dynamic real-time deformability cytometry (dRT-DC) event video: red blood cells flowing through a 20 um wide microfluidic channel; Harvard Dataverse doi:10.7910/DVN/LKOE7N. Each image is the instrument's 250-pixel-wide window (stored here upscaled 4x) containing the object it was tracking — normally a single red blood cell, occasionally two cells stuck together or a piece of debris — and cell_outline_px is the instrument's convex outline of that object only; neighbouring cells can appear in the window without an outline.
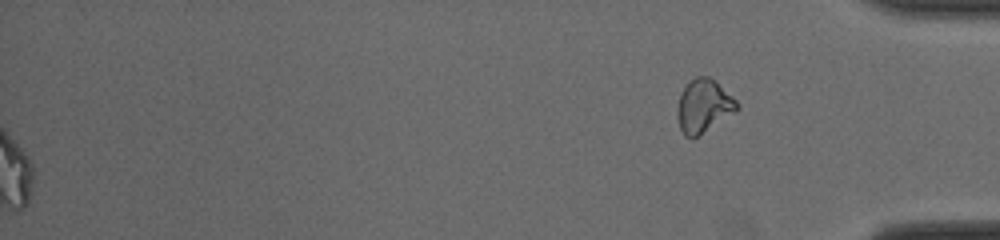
{"species": "common noctule bat (a hibernating species)", "species_latin": "Nyctalus noctula", "temperature_condition": "cold", "stored_images_in_passage": 47, "segment_of_instrument_passage": [2, 2], "camera_frame_rate_fps": 3000, "um_per_image_px": 0.085, "animal": {"sex": "male", "body_mass_g": 19.0, "forearm_length_mm": 50.8}, "frame": {"image": 1, "passage_image": 47, "time_ms": 15.333, "image_size_px": [1000, 240], "cell_outline_px": [[740, 108], [736, 112], [692, 140], [684, 136], [680, 128], [676, 116], [676, 112], [680, 92], [688, 80], [696, 76], [708, 76], [716, 80], [740, 104]], "centroid_in_image_um": [59.79, 9.01], "position_along_channel_um": 375.4, "area_um2": 19.07}}